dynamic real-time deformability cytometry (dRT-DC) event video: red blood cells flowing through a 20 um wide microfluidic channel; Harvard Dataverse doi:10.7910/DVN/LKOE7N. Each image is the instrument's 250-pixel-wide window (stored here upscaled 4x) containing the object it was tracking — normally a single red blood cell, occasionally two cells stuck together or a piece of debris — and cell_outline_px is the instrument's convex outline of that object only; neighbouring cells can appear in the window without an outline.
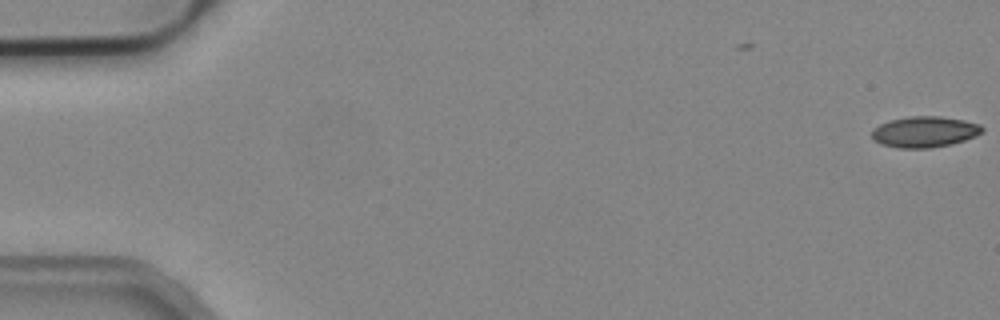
{"species": "common noctule bat (a hibernating species)", "species_latin": "Nyctalus noctula", "temperature_condition": "cold", "stored_images_in_passage": 2, "camera_frame_rate_fps": 3000, "um_per_image_px": 0.085, "animal": {"sex": "male", "body_mass_g": 19.2, "forearm_length_mm": 51.8}, "frame": {"image": 1, "passage_image": 2, "time_ms": 0.333, "image_size_px": [1000, 320], "cell_outline_px": [[984, 132], [976, 136], [952, 144], [932, 148], [896, 148], [880, 144], [872, 140], [872, 128], [888, 120], [912, 116], [940, 116], [964, 120], [980, 124], [984, 128]], "centroid_in_image_um": [78.58, 11.21], "position_along_channel_um": 6.4, "area_um2": 20.23}}